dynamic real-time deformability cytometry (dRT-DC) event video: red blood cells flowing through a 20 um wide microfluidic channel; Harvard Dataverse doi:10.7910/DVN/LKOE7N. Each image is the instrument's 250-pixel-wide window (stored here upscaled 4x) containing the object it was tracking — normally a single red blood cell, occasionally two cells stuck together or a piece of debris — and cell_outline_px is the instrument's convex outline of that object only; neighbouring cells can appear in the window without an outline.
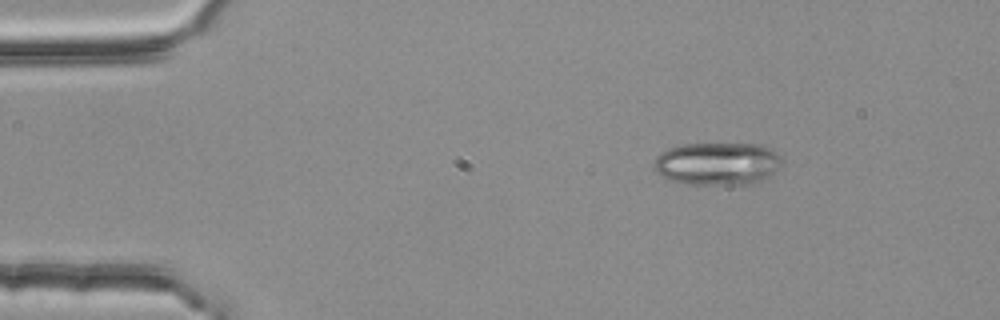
{"species": "common noctule bat (a hibernating species)", "species_latin": "Nyctalus noctula", "temperature_condition": "room temperature", "stored_images_in_passage": 2, "camera_frame_rate_fps": 3000, "um_per_image_px": 0.085, "animal": {"sex": "female", "body_mass_g": 25.1}, "frame": {"image": 1, "passage_image": 1, "time_ms": 0.0, "image_size_px": [1000, 320], "cell_outline_px": [[784, 160], [764, 180], [752, 184], [684, 184], [668, 180], [660, 176], [652, 168], [652, 164], [656, 156], [660, 152], [668, 148], [684, 144], [760, 144], [772, 148]], "centroid_in_image_um": [60.93, 13.91], "position_along_channel_um": 24.1, "area_um2": 32.31}}